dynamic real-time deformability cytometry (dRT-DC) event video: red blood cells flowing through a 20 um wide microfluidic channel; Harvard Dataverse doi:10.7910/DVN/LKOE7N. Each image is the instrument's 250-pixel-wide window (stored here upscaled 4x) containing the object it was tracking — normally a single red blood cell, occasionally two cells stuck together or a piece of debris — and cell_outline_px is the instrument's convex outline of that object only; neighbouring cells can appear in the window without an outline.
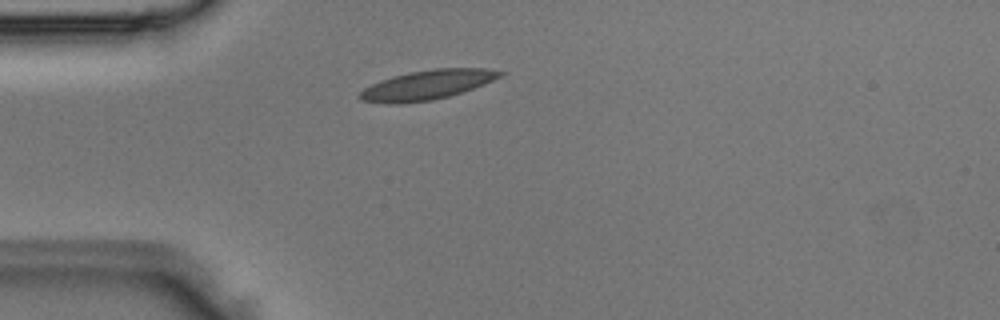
{"species": "Egyptian fruit bat (a non-hibernating species)", "species_latin": "Rousettus aegyptiacus", "temperature_condition": "room temperature", "stored_images_in_passage": 5, "camera_frame_rate_fps": 3000, "um_per_image_px": 0.085, "animal": {"sex": "male"}, "frame": {"image": 1, "passage_image": 5, "time_ms": 1.333, "image_size_px": [1000, 320], "cell_outline_px": [[504, 76], [484, 84], [448, 96], [432, 100], [396, 104], [388, 104], [360, 100], [356, 96], [364, 88], [380, 80], [392, 76], [408, 72], [432, 68], [484, 68], [504, 72]], "centroid_in_image_um": [36.27, 7.21], "position_along_channel_um": 48.7, "area_um2": 24.16}}